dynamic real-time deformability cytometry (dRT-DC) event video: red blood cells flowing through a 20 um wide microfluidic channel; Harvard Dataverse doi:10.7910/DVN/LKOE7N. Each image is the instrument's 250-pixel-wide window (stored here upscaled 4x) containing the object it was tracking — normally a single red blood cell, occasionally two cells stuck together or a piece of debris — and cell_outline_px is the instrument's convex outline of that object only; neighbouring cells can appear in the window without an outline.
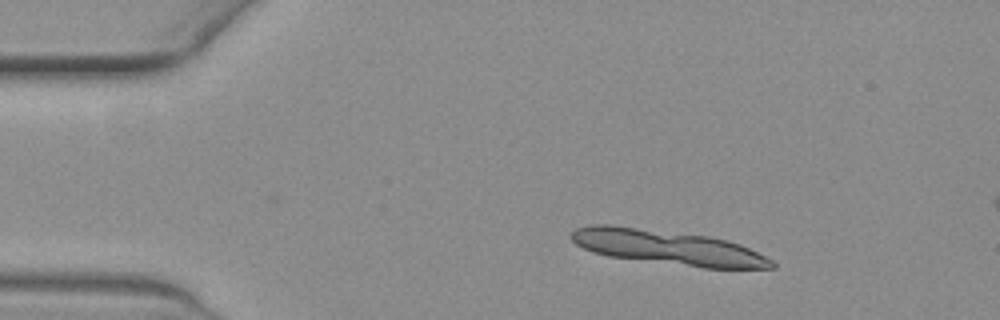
{"species": "common noctule bat (a hibernating species)", "species_latin": "Nyctalus noctula", "temperature_condition": "warm", "stored_images_in_passage": 5, "camera_frame_rate_fps": 3000, "um_per_image_px": 0.085, "animal": {"sex": "female", "body_mass_g": 19.3, "forearm_length_mm": 54.1}, "frame": {"image": 1, "passage_image": 4, "time_ms": 1.0, "image_size_px": [1000, 320], "cell_outline_px": [[760, 256], [756, 268], [716, 268], [624, 256], [604, 252], [592, 248], [648, 236], [652, 236], [732, 244], [744, 248]], "centroid_in_image_um": [58.23, 21.44], "position_along_channel_um": 26.8, "area_um2": 23.64}}